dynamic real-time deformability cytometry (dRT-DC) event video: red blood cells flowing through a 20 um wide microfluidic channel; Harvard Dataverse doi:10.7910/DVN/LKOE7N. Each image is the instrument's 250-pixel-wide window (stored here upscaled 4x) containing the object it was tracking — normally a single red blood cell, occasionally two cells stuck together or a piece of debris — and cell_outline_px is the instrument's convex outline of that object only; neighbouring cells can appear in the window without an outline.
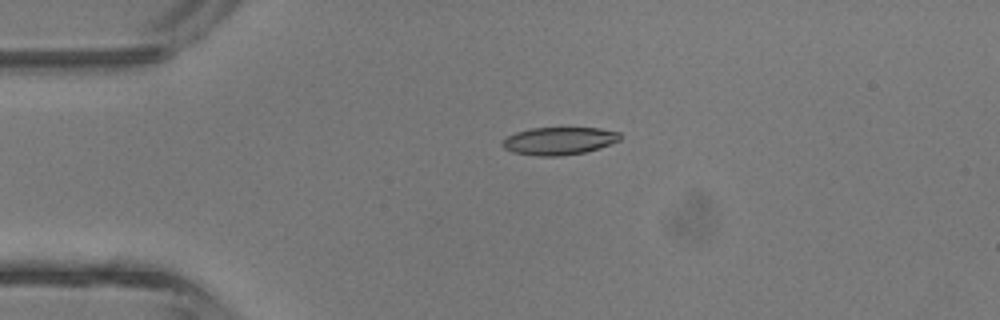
{"species": "common noctule bat (a hibernating species)", "species_latin": "Nyctalus noctula", "temperature_condition": "room temperature", "stored_images_in_passage": 2, "camera_frame_rate_fps": 3000, "um_per_image_px": 0.085, "animal": {"sex": "male", "body_mass_g": 13.3}, "frame": {"image": 1, "passage_image": 1, "time_ms": 0.0, "image_size_px": [1000, 320], "cell_outline_px": [[620, 140], [600, 148], [584, 152], [560, 156], [536, 156], [512, 152], [504, 148], [500, 144], [508, 136], [516, 132], [532, 128], [600, 128], [620, 132]], "centroid_in_image_um": [47.52, 11.98], "position_along_channel_um": 37.5, "area_um2": 18.96}}